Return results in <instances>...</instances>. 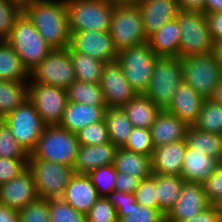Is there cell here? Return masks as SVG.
Instances as JSON below:
<instances>
[{"mask_svg":"<svg viewBox=\"0 0 222 222\" xmlns=\"http://www.w3.org/2000/svg\"><path fill=\"white\" fill-rule=\"evenodd\" d=\"M182 11H201L204 13V0H177Z\"/></svg>","mask_w":222,"mask_h":222,"instance_id":"cell-53","label":"cell"},{"mask_svg":"<svg viewBox=\"0 0 222 222\" xmlns=\"http://www.w3.org/2000/svg\"><path fill=\"white\" fill-rule=\"evenodd\" d=\"M110 1L117 3V4H124V3H136L139 0H110Z\"/></svg>","mask_w":222,"mask_h":222,"instance_id":"cell-59","label":"cell"},{"mask_svg":"<svg viewBox=\"0 0 222 222\" xmlns=\"http://www.w3.org/2000/svg\"><path fill=\"white\" fill-rule=\"evenodd\" d=\"M28 154L36 148L46 124L28 99L3 119Z\"/></svg>","mask_w":222,"mask_h":222,"instance_id":"cell-12","label":"cell"},{"mask_svg":"<svg viewBox=\"0 0 222 222\" xmlns=\"http://www.w3.org/2000/svg\"><path fill=\"white\" fill-rule=\"evenodd\" d=\"M76 135L79 145H100L110 142L105 119L80 129Z\"/></svg>","mask_w":222,"mask_h":222,"instance_id":"cell-41","label":"cell"},{"mask_svg":"<svg viewBox=\"0 0 222 222\" xmlns=\"http://www.w3.org/2000/svg\"><path fill=\"white\" fill-rule=\"evenodd\" d=\"M180 27L179 57L212 53L214 42L208 29L205 13L180 11L176 16Z\"/></svg>","mask_w":222,"mask_h":222,"instance_id":"cell-4","label":"cell"},{"mask_svg":"<svg viewBox=\"0 0 222 222\" xmlns=\"http://www.w3.org/2000/svg\"><path fill=\"white\" fill-rule=\"evenodd\" d=\"M182 81V58L159 57L144 95L164 110Z\"/></svg>","mask_w":222,"mask_h":222,"instance_id":"cell-7","label":"cell"},{"mask_svg":"<svg viewBox=\"0 0 222 222\" xmlns=\"http://www.w3.org/2000/svg\"><path fill=\"white\" fill-rule=\"evenodd\" d=\"M186 141L192 149L200 150L222 163V135L204 132L190 125Z\"/></svg>","mask_w":222,"mask_h":222,"instance_id":"cell-31","label":"cell"},{"mask_svg":"<svg viewBox=\"0 0 222 222\" xmlns=\"http://www.w3.org/2000/svg\"><path fill=\"white\" fill-rule=\"evenodd\" d=\"M49 222H86V215L78 212L62 198L50 199Z\"/></svg>","mask_w":222,"mask_h":222,"instance_id":"cell-40","label":"cell"},{"mask_svg":"<svg viewBox=\"0 0 222 222\" xmlns=\"http://www.w3.org/2000/svg\"><path fill=\"white\" fill-rule=\"evenodd\" d=\"M10 1L19 5L23 9L26 5H29L35 0H10Z\"/></svg>","mask_w":222,"mask_h":222,"instance_id":"cell-58","label":"cell"},{"mask_svg":"<svg viewBox=\"0 0 222 222\" xmlns=\"http://www.w3.org/2000/svg\"><path fill=\"white\" fill-rule=\"evenodd\" d=\"M29 100L46 125H59L68 104L67 89L29 83Z\"/></svg>","mask_w":222,"mask_h":222,"instance_id":"cell-13","label":"cell"},{"mask_svg":"<svg viewBox=\"0 0 222 222\" xmlns=\"http://www.w3.org/2000/svg\"><path fill=\"white\" fill-rule=\"evenodd\" d=\"M79 146L76 133L59 125H46L28 159H41L73 167Z\"/></svg>","mask_w":222,"mask_h":222,"instance_id":"cell-2","label":"cell"},{"mask_svg":"<svg viewBox=\"0 0 222 222\" xmlns=\"http://www.w3.org/2000/svg\"><path fill=\"white\" fill-rule=\"evenodd\" d=\"M76 80L73 62L67 48L53 49L31 72L29 83H42L67 89Z\"/></svg>","mask_w":222,"mask_h":222,"instance_id":"cell-11","label":"cell"},{"mask_svg":"<svg viewBox=\"0 0 222 222\" xmlns=\"http://www.w3.org/2000/svg\"><path fill=\"white\" fill-rule=\"evenodd\" d=\"M75 52L88 54L104 63L116 61L118 51L109 31L84 30L71 34L70 45Z\"/></svg>","mask_w":222,"mask_h":222,"instance_id":"cell-15","label":"cell"},{"mask_svg":"<svg viewBox=\"0 0 222 222\" xmlns=\"http://www.w3.org/2000/svg\"><path fill=\"white\" fill-rule=\"evenodd\" d=\"M212 54L214 55L215 60L218 63V66L222 70V42L214 44V47H213V50H212Z\"/></svg>","mask_w":222,"mask_h":222,"instance_id":"cell-56","label":"cell"},{"mask_svg":"<svg viewBox=\"0 0 222 222\" xmlns=\"http://www.w3.org/2000/svg\"><path fill=\"white\" fill-rule=\"evenodd\" d=\"M214 44L222 42V12L205 13Z\"/></svg>","mask_w":222,"mask_h":222,"instance_id":"cell-50","label":"cell"},{"mask_svg":"<svg viewBox=\"0 0 222 222\" xmlns=\"http://www.w3.org/2000/svg\"><path fill=\"white\" fill-rule=\"evenodd\" d=\"M23 9L10 0H0V38L6 40Z\"/></svg>","mask_w":222,"mask_h":222,"instance_id":"cell-44","label":"cell"},{"mask_svg":"<svg viewBox=\"0 0 222 222\" xmlns=\"http://www.w3.org/2000/svg\"><path fill=\"white\" fill-rule=\"evenodd\" d=\"M29 99V82L0 80V119Z\"/></svg>","mask_w":222,"mask_h":222,"instance_id":"cell-29","label":"cell"},{"mask_svg":"<svg viewBox=\"0 0 222 222\" xmlns=\"http://www.w3.org/2000/svg\"><path fill=\"white\" fill-rule=\"evenodd\" d=\"M135 4L141 11L147 38L181 11L177 0H139Z\"/></svg>","mask_w":222,"mask_h":222,"instance_id":"cell-18","label":"cell"},{"mask_svg":"<svg viewBox=\"0 0 222 222\" xmlns=\"http://www.w3.org/2000/svg\"><path fill=\"white\" fill-rule=\"evenodd\" d=\"M211 203L203 190L202 184H183L181 193L174 206L165 215L169 222H184L192 216H196Z\"/></svg>","mask_w":222,"mask_h":222,"instance_id":"cell-17","label":"cell"},{"mask_svg":"<svg viewBox=\"0 0 222 222\" xmlns=\"http://www.w3.org/2000/svg\"><path fill=\"white\" fill-rule=\"evenodd\" d=\"M201 184L208 201L211 204H217L222 199V163H219L215 172Z\"/></svg>","mask_w":222,"mask_h":222,"instance_id":"cell-47","label":"cell"},{"mask_svg":"<svg viewBox=\"0 0 222 222\" xmlns=\"http://www.w3.org/2000/svg\"><path fill=\"white\" fill-rule=\"evenodd\" d=\"M159 58L147 42L131 46L118 52L117 61L122 66L130 85L140 94H144Z\"/></svg>","mask_w":222,"mask_h":222,"instance_id":"cell-8","label":"cell"},{"mask_svg":"<svg viewBox=\"0 0 222 222\" xmlns=\"http://www.w3.org/2000/svg\"><path fill=\"white\" fill-rule=\"evenodd\" d=\"M210 99H212L214 102L222 105V80L215 87V89L213 91V96Z\"/></svg>","mask_w":222,"mask_h":222,"instance_id":"cell-57","label":"cell"},{"mask_svg":"<svg viewBox=\"0 0 222 222\" xmlns=\"http://www.w3.org/2000/svg\"><path fill=\"white\" fill-rule=\"evenodd\" d=\"M107 108L69 101L59 126L76 133L92 123L103 121Z\"/></svg>","mask_w":222,"mask_h":222,"instance_id":"cell-24","label":"cell"},{"mask_svg":"<svg viewBox=\"0 0 222 222\" xmlns=\"http://www.w3.org/2000/svg\"><path fill=\"white\" fill-rule=\"evenodd\" d=\"M193 126L204 132L222 135V105L212 99H205Z\"/></svg>","mask_w":222,"mask_h":222,"instance_id":"cell-36","label":"cell"},{"mask_svg":"<svg viewBox=\"0 0 222 222\" xmlns=\"http://www.w3.org/2000/svg\"><path fill=\"white\" fill-rule=\"evenodd\" d=\"M100 85L107 107H122L139 94L126 79L117 60L104 64Z\"/></svg>","mask_w":222,"mask_h":222,"instance_id":"cell-14","label":"cell"},{"mask_svg":"<svg viewBox=\"0 0 222 222\" xmlns=\"http://www.w3.org/2000/svg\"><path fill=\"white\" fill-rule=\"evenodd\" d=\"M204 100L189 84L182 81L165 110L185 121L189 126L194 125Z\"/></svg>","mask_w":222,"mask_h":222,"instance_id":"cell-20","label":"cell"},{"mask_svg":"<svg viewBox=\"0 0 222 222\" xmlns=\"http://www.w3.org/2000/svg\"><path fill=\"white\" fill-rule=\"evenodd\" d=\"M69 53L76 73V80L86 83H100L104 62L88 54L75 52L69 46Z\"/></svg>","mask_w":222,"mask_h":222,"instance_id":"cell-34","label":"cell"},{"mask_svg":"<svg viewBox=\"0 0 222 222\" xmlns=\"http://www.w3.org/2000/svg\"><path fill=\"white\" fill-rule=\"evenodd\" d=\"M0 222H19V213L0 203Z\"/></svg>","mask_w":222,"mask_h":222,"instance_id":"cell-54","label":"cell"},{"mask_svg":"<svg viewBox=\"0 0 222 222\" xmlns=\"http://www.w3.org/2000/svg\"><path fill=\"white\" fill-rule=\"evenodd\" d=\"M6 41L21 58L28 72H31L53 50L23 12L16 19Z\"/></svg>","mask_w":222,"mask_h":222,"instance_id":"cell-3","label":"cell"},{"mask_svg":"<svg viewBox=\"0 0 222 222\" xmlns=\"http://www.w3.org/2000/svg\"><path fill=\"white\" fill-rule=\"evenodd\" d=\"M19 213V222H49L50 199L38 198L26 205Z\"/></svg>","mask_w":222,"mask_h":222,"instance_id":"cell-43","label":"cell"},{"mask_svg":"<svg viewBox=\"0 0 222 222\" xmlns=\"http://www.w3.org/2000/svg\"><path fill=\"white\" fill-rule=\"evenodd\" d=\"M220 162L200 150L192 149L188 144L185 150L181 177L187 183H199L214 173Z\"/></svg>","mask_w":222,"mask_h":222,"instance_id":"cell-25","label":"cell"},{"mask_svg":"<svg viewBox=\"0 0 222 222\" xmlns=\"http://www.w3.org/2000/svg\"><path fill=\"white\" fill-rule=\"evenodd\" d=\"M189 125L168 111L161 110L150 127L154 147L186 140Z\"/></svg>","mask_w":222,"mask_h":222,"instance_id":"cell-23","label":"cell"},{"mask_svg":"<svg viewBox=\"0 0 222 222\" xmlns=\"http://www.w3.org/2000/svg\"><path fill=\"white\" fill-rule=\"evenodd\" d=\"M99 197L90 177L75 173L61 198L75 210L86 215Z\"/></svg>","mask_w":222,"mask_h":222,"instance_id":"cell-22","label":"cell"},{"mask_svg":"<svg viewBox=\"0 0 222 222\" xmlns=\"http://www.w3.org/2000/svg\"><path fill=\"white\" fill-rule=\"evenodd\" d=\"M184 222H219V209L217 204H211L196 216H192Z\"/></svg>","mask_w":222,"mask_h":222,"instance_id":"cell-52","label":"cell"},{"mask_svg":"<svg viewBox=\"0 0 222 222\" xmlns=\"http://www.w3.org/2000/svg\"><path fill=\"white\" fill-rule=\"evenodd\" d=\"M183 82L189 84L204 99L213 96L222 80V70L212 53L182 58Z\"/></svg>","mask_w":222,"mask_h":222,"instance_id":"cell-10","label":"cell"},{"mask_svg":"<svg viewBox=\"0 0 222 222\" xmlns=\"http://www.w3.org/2000/svg\"><path fill=\"white\" fill-rule=\"evenodd\" d=\"M23 13L53 49L70 45L71 32L65 0H35L23 8Z\"/></svg>","mask_w":222,"mask_h":222,"instance_id":"cell-1","label":"cell"},{"mask_svg":"<svg viewBox=\"0 0 222 222\" xmlns=\"http://www.w3.org/2000/svg\"><path fill=\"white\" fill-rule=\"evenodd\" d=\"M117 147L112 143L80 145L73 165L76 174L88 175L102 166L114 164Z\"/></svg>","mask_w":222,"mask_h":222,"instance_id":"cell-19","label":"cell"},{"mask_svg":"<svg viewBox=\"0 0 222 222\" xmlns=\"http://www.w3.org/2000/svg\"><path fill=\"white\" fill-rule=\"evenodd\" d=\"M162 222H169L166 218Z\"/></svg>","mask_w":222,"mask_h":222,"instance_id":"cell-62","label":"cell"},{"mask_svg":"<svg viewBox=\"0 0 222 222\" xmlns=\"http://www.w3.org/2000/svg\"><path fill=\"white\" fill-rule=\"evenodd\" d=\"M68 101L92 106H107L100 83L75 80L67 88Z\"/></svg>","mask_w":222,"mask_h":222,"instance_id":"cell-35","label":"cell"},{"mask_svg":"<svg viewBox=\"0 0 222 222\" xmlns=\"http://www.w3.org/2000/svg\"><path fill=\"white\" fill-rule=\"evenodd\" d=\"M86 219L89 222H118L116 208L103 196L88 211Z\"/></svg>","mask_w":222,"mask_h":222,"instance_id":"cell-45","label":"cell"},{"mask_svg":"<svg viewBox=\"0 0 222 222\" xmlns=\"http://www.w3.org/2000/svg\"><path fill=\"white\" fill-rule=\"evenodd\" d=\"M186 148V140L156 147L151 156L152 172L154 174L180 176Z\"/></svg>","mask_w":222,"mask_h":222,"instance_id":"cell-21","label":"cell"},{"mask_svg":"<svg viewBox=\"0 0 222 222\" xmlns=\"http://www.w3.org/2000/svg\"><path fill=\"white\" fill-rule=\"evenodd\" d=\"M219 211H222V199L217 203Z\"/></svg>","mask_w":222,"mask_h":222,"instance_id":"cell-60","label":"cell"},{"mask_svg":"<svg viewBox=\"0 0 222 222\" xmlns=\"http://www.w3.org/2000/svg\"><path fill=\"white\" fill-rule=\"evenodd\" d=\"M118 222H162L165 216L155 208L131 203L128 207L116 209Z\"/></svg>","mask_w":222,"mask_h":222,"instance_id":"cell-37","label":"cell"},{"mask_svg":"<svg viewBox=\"0 0 222 222\" xmlns=\"http://www.w3.org/2000/svg\"><path fill=\"white\" fill-rule=\"evenodd\" d=\"M0 157L28 159L29 154L19 144L7 123L0 119Z\"/></svg>","mask_w":222,"mask_h":222,"instance_id":"cell-38","label":"cell"},{"mask_svg":"<svg viewBox=\"0 0 222 222\" xmlns=\"http://www.w3.org/2000/svg\"><path fill=\"white\" fill-rule=\"evenodd\" d=\"M134 194L139 205L158 209L156 174L153 173L151 177L140 180Z\"/></svg>","mask_w":222,"mask_h":222,"instance_id":"cell-46","label":"cell"},{"mask_svg":"<svg viewBox=\"0 0 222 222\" xmlns=\"http://www.w3.org/2000/svg\"><path fill=\"white\" fill-rule=\"evenodd\" d=\"M128 151L152 156L155 149L150 129L133 127L126 144L122 147Z\"/></svg>","mask_w":222,"mask_h":222,"instance_id":"cell-39","label":"cell"},{"mask_svg":"<svg viewBox=\"0 0 222 222\" xmlns=\"http://www.w3.org/2000/svg\"><path fill=\"white\" fill-rule=\"evenodd\" d=\"M71 34L79 31H109L114 7L110 0H65Z\"/></svg>","mask_w":222,"mask_h":222,"instance_id":"cell-5","label":"cell"},{"mask_svg":"<svg viewBox=\"0 0 222 222\" xmlns=\"http://www.w3.org/2000/svg\"><path fill=\"white\" fill-rule=\"evenodd\" d=\"M106 198L116 209L118 207L131 206V203L136 202V196L134 193H124L117 190H112Z\"/></svg>","mask_w":222,"mask_h":222,"instance_id":"cell-51","label":"cell"},{"mask_svg":"<svg viewBox=\"0 0 222 222\" xmlns=\"http://www.w3.org/2000/svg\"><path fill=\"white\" fill-rule=\"evenodd\" d=\"M180 27L175 18L148 37V44L159 57H179Z\"/></svg>","mask_w":222,"mask_h":222,"instance_id":"cell-26","label":"cell"},{"mask_svg":"<svg viewBox=\"0 0 222 222\" xmlns=\"http://www.w3.org/2000/svg\"><path fill=\"white\" fill-rule=\"evenodd\" d=\"M38 198L35 181L28 168L0 185V203L18 212Z\"/></svg>","mask_w":222,"mask_h":222,"instance_id":"cell-16","label":"cell"},{"mask_svg":"<svg viewBox=\"0 0 222 222\" xmlns=\"http://www.w3.org/2000/svg\"><path fill=\"white\" fill-rule=\"evenodd\" d=\"M0 80L29 81L28 70L6 40L0 42Z\"/></svg>","mask_w":222,"mask_h":222,"instance_id":"cell-30","label":"cell"},{"mask_svg":"<svg viewBox=\"0 0 222 222\" xmlns=\"http://www.w3.org/2000/svg\"><path fill=\"white\" fill-rule=\"evenodd\" d=\"M28 169L35 181L39 198H61L70 179L75 174L73 167L41 159H28Z\"/></svg>","mask_w":222,"mask_h":222,"instance_id":"cell-9","label":"cell"},{"mask_svg":"<svg viewBox=\"0 0 222 222\" xmlns=\"http://www.w3.org/2000/svg\"><path fill=\"white\" fill-rule=\"evenodd\" d=\"M133 127L150 129L161 108L144 94H138L134 99L121 107Z\"/></svg>","mask_w":222,"mask_h":222,"instance_id":"cell-28","label":"cell"},{"mask_svg":"<svg viewBox=\"0 0 222 222\" xmlns=\"http://www.w3.org/2000/svg\"><path fill=\"white\" fill-rule=\"evenodd\" d=\"M184 183L181 176L156 174L158 210L164 216L176 203Z\"/></svg>","mask_w":222,"mask_h":222,"instance_id":"cell-32","label":"cell"},{"mask_svg":"<svg viewBox=\"0 0 222 222\" xmlns=\"http://www.w3.org/2000/svg\"><path fill=\"white\" fill-rule=\"evenodd\" d=\"M88 176L96 187L99 196L106 197L114 190V182L117 176L114 164L97 168L90 172Z\"/></svg>","mask_w":222,"mask_h":222,"instance_id":"cell-42","label":"cell"},{"mask_svg":"<svg viewBox=\"0 0 222 222\" xmlns=\"http://www.w3.org/2000/svg\"><path fill=\"white\" fill-rule=\"evenodd\" d=\"M109 33L118 52L148 42L141 11L135 3L115 5Z\"/></svg>","mask_w":222,"mask_h":222,"instance_id":"cell-6","label":"cell"},{"mask_svg":"<svg viewBox=\"0 0 222 222\" xmlns=\"http://www.w3.org/2000/svg\"><path fill=\"white\" fill-rule=\"evenodd\" d=\"M114 166L117 172L127 173L142 179L153 175L151 156L117 148Z\"/></svg>","mask_w":222,"mask_h":222,"instance_id":"cell-27","label":"cell"},{"mask_svg":"<svg viewBox=\"0 0 222 222\" xmlns=\"http://www.w3.org/2000/svg\"><path fill=\"white\" fill-rule=\"evenodd\" d=\"M222 12V0H204V13Z\"/></svg>","mask_w":222,"mask_h":222,"instance_id":"cell-55","label":"cell"},{"mask_svg":"<svg viewBox=\"0 0 222 222\" xmlns=\"http://www.w3.org/2000/svg\"><path fill=\"white\" fill-rule=\"evenodd\" d=\"M140 179L127 173L117 172L114 190L124 193H134L138 188Z\"/></svg>","mask_w":222,"mask_h":222,"instance_id":"cell-49","label":"cell"},{"mask_svg":"<svg viewBox=\"0 0 222 222\" xmlns=\"http://www.w3.org/2000/svg\"><path fill=\"white\" fill-rule=\"evenodd\" d=\"M28 168V159L0 157V185L20 175Z\"/></svg>","mask_w":222,"mask_h":222,"instance_id":"cell-48","label":"cell"},{"mask_svg":"<svg viewBox=\"0 0 222 222\" xmlns=\"http://www.w3.org/2000/svg\"><path fill=\"white\" fill-rule=\"evenodd\" d=\"M110 142L117 148H122L132 131V123L121 107H108L105 112Z\"/></svg>","mask_w":222,"mask_h":222,"instance_id":"cell-33","label":"cell"},{"mask_svg":"<svg viewBox=\"0 0 222 222\" xmlns=\"http://www.w3.org/2000/svg\"><path fill=\"white\" fill-rule=\"evenodd\" d=\"M219 222H222V211H219Z\"/></svg>","mask_w":222,"mask_h":222,"instance_id":"cell-61","label":"cell"}]
</instances>
